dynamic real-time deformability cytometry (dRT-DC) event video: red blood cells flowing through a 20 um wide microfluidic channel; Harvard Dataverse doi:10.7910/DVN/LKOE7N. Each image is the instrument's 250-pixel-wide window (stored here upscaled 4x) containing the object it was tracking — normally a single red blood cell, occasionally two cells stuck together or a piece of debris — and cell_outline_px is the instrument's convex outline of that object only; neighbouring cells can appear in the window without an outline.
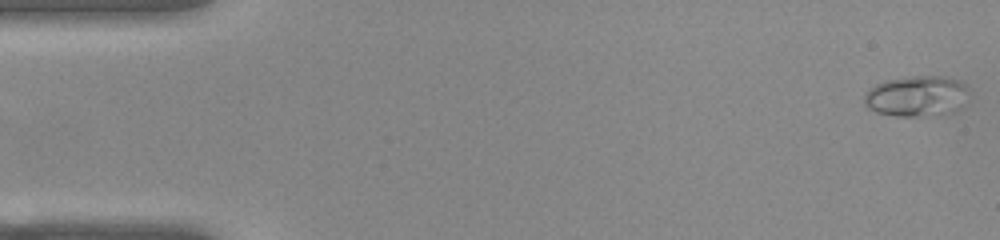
{"species": "common noctule bat (a hibernating species)", "species_latin": "Nyctalus noctula", "temperature_condition": "warm", "stored_images_in_passage": 52, "camera_frame_rate_fps": 3000, "um_per_image_px": 0.085, "animal": {"sex": "female", "body_mass_g": 22.0, "forearm_length_mm": 56.7}, "frame": {"image": 1, "passage_image": 1, "time_ms": 0.0, "image_size_px": [1000, 240], "cell_outline_px": [[964, 88], [960, 108], [952, 112], [940, 116], [896, 116], [876, 112], [868, 108], [864, 104], [864, 96], [868, 88], [884, 80], [912, 76], [944, 76], [956, 80], [964, 84]], "centroid_in_image_um": [77.82, 8.18], "position_along_channel_um": 7.2, "area_um2": 24.62}}
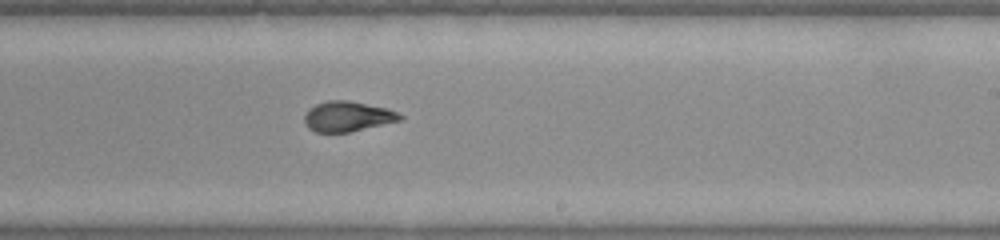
{"frame": {"image": 2, "passage_image": 31, "time_ms": 10.0, "image_size_px": [1000, 240], "cell_outline_px": [[404, 116], [400, 120], [348, 132], [316, 132], [308, 128], [304, 120], [304, 116], [308, 108], [316, 104], [328, 100], [348, 100], [388, 108]], "centroid_in_image_um": [29.51, 9.88], "position_along_channel_um": 259.5, "area_um2": 16.7}}
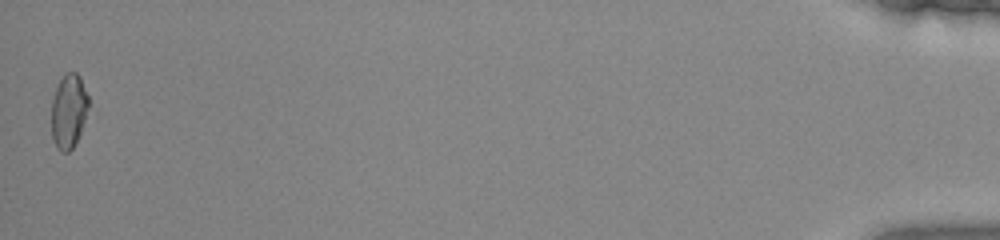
{"frame": {"image": 3, "passage_image": 52, "time_ms": 17.0, "image_size_px": [1000, 240], "cell_outline_px": [[88, 108], [80, 132], [72, 148], [68, 152], [60, 152], [56, 148], [52, 136], [52, 100], [56, 88], [60, 80], [68, 72], [76, 72], [80, 76], [88, 96]], "centroid_in_image_um": [5.83, 9.45], "position_along_channel_um": 429.4, "area_um2": 15.78}, "authors_computed_cell_mechanics": {"area_um2": 17.1666, "velocity_mm_per_s": 3.8678, "shape_relaxation_time_tau1_ms": 5.7088, "shape_relaxation_time_tau2_ms": 1.1694, "deformation_change_tau1": 0.2104, "deformation_change_tau2": 0.0519}}